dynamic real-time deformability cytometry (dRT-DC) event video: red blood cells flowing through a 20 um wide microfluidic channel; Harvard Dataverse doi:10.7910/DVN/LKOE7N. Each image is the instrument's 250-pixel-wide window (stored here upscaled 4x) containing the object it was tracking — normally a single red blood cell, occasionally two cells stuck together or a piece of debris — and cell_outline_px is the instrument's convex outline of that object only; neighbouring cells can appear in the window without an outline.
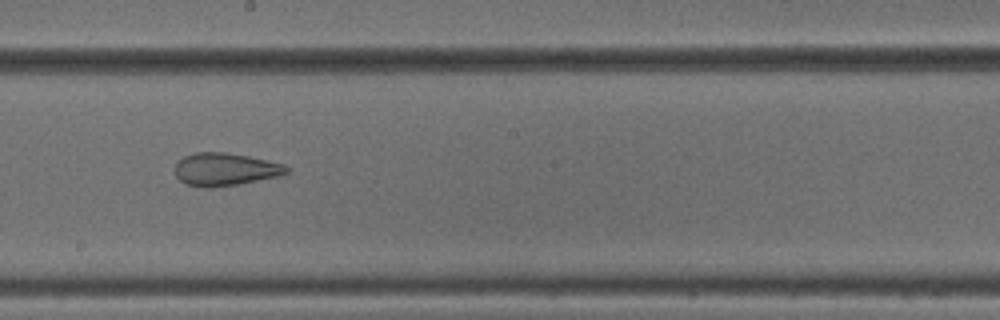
{"species": "common noctule bat (a hibernating species)", "species_latin": "Nyctalus noctula", "temperature_condition": "cold", "stored_images_in_passage": 22, "camera_frame_rate_fps": 3000, "um_per_image_px": 0.085, "animal": {"sex": "male", "body_mass_g": 18.8}, "frame": {"image": 1, "passage_image": 13, "time_ms": 4.0, "image_size_px": [1000, 320], "cell_outline_px": [[288, 172], [276, 176], [240, 184], [212, 188], [204, 188], [184, 184], [176, 176], [176, 164], [184, 156], [196, 152], [224, 152], [248, 156], [284, 164], [288, 168]], "centroid_in_image_um": [19.1, 14.4], "position_along_channel_um": 229.1, "area_um2": 21.21}}